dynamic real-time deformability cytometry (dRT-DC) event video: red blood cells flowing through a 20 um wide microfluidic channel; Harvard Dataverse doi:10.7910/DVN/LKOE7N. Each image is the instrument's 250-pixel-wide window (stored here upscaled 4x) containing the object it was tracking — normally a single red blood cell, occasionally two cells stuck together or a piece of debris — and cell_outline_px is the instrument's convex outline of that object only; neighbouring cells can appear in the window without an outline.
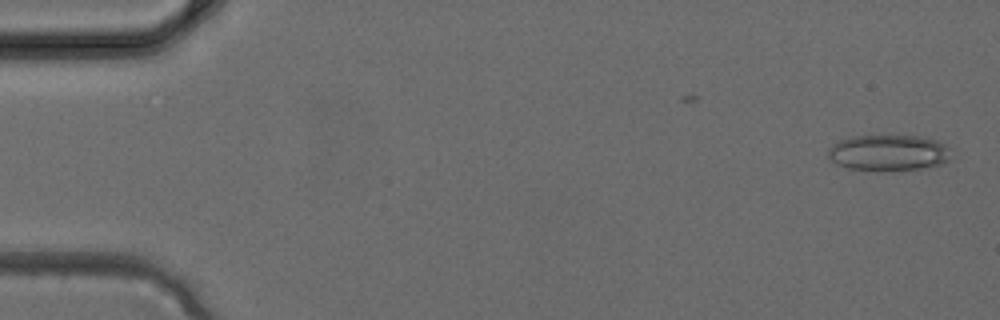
{"species": "common noctule bat (a hibernating species)", "species_latin": "Nyctalus noctula", "temperature_condition": "cold", "stored_images_in_passage": 2, "camera_frame_rate_fps": 3000, "um_per_image_px": 0.085, "animal": {"sex": "female", "body_mass_g": 24.6, "forearm_length_mm": 56.2}, "frame": {"image": 1, "passage_image": 1, "time_ms": 0.0, "image_size_px": [1000, 320], "cell_outline_px": [[948, 160], [940, 164], [920, 168], [848, 168], [836, 164], [828, 156], [828, 148], [832, 144], [840, 140], [852, 136], [920, 136], [936, 140], [944, 144], [948, 148]], "centroid_in_image_um": [75.48, 12.94], "position_along_channel_um": 9.5, "area_um2": 24.8}}